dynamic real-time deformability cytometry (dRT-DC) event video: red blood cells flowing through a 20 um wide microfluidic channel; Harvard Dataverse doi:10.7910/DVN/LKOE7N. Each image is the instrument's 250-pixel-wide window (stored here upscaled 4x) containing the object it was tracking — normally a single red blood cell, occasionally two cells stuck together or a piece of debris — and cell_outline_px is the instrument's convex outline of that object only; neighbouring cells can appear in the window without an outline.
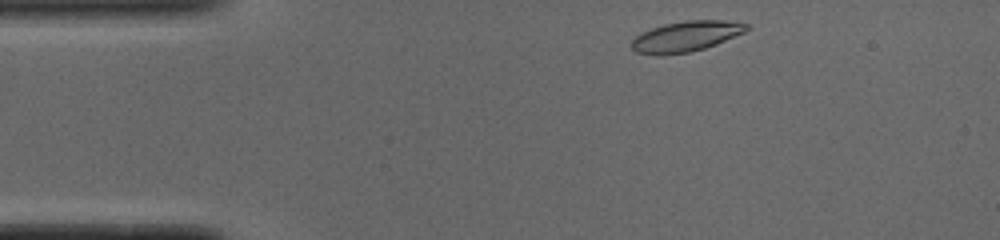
{"species": "common noctule bat (a hibernating species)", "species_latin": "Nyctalus noctula", "temperature_condition": "cold", "stored_images_in_passage": 44, "camera_frame_rate_fps": 3000, "um_per_image_px": 0.085, "animal": {"sex": "male", "body_mass_g": 19.0, "forearm_length_mm": 50.8}, "frame": {"image": 1, "passage_image": 1, "time_ms": 0.0, "image_size_px": [1000, 240], "cell_outline_px": [[752, 28], [744, 32], [716, 44], [704, 48], [688, 52], [660, 56], [636, 52], [632, 48], [632, 40], [640, 32], [664, 24], [684, 20], [724, 20], [748, 24]], "centroid_in_image_um": [58.3, 3.09], "position_along_channel_um": 26.7, "area_um2": 20.46}}
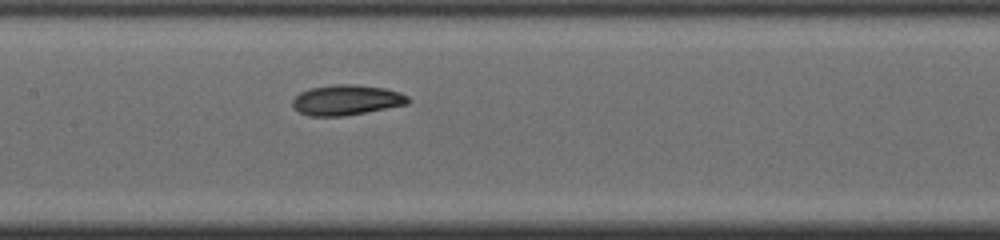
{"frame": {"image": 2, "passage_image": 17, "time_ms": 5.333, "image_size_px": [1000, 240], "cell_outline_px": [[412, 100], [408, 104], [344, 116], [308, 116], [292, 108], [292, 100], [300, 92], [308, 88], [336, 84], [356, 84], [384, 88], [400, 92], [408, 96]], "centroid_in_image_um": [29.44, 8.5], "position_along_channel_um": 178.0, "area_um2": 20.58}}
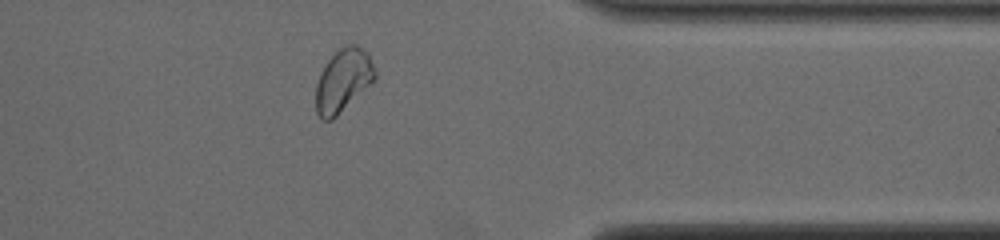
{"frame": {"image": 3, "passage_image": 34, "time_ms": 11.0, "image_size_px": [1000, 240], "cell_outline_px": [[376, 76], [332, 120], [324, 120], [316, 112], [316, 84], [320, 72], [328, 60], [340, 48], [348, 44], [356, 44], [364, 48], [368, 52], [376, 72]], "centroid_in_image_um": [29.14, 6.79], "position_along_channel_um": 382.3, "area_um2": 21.15}, "authors_computed_cell_mechanics": {"area_um2": 20.4612, "velocity_mm_per_s": 3.858, "shape_relaxation_time_tau1_ms": 3.4851, "shape_relaxation_time_tau2_ms": 3.673, "deformation_change_tau1": 0.119, "deformation_change_tau2": 0.079}}